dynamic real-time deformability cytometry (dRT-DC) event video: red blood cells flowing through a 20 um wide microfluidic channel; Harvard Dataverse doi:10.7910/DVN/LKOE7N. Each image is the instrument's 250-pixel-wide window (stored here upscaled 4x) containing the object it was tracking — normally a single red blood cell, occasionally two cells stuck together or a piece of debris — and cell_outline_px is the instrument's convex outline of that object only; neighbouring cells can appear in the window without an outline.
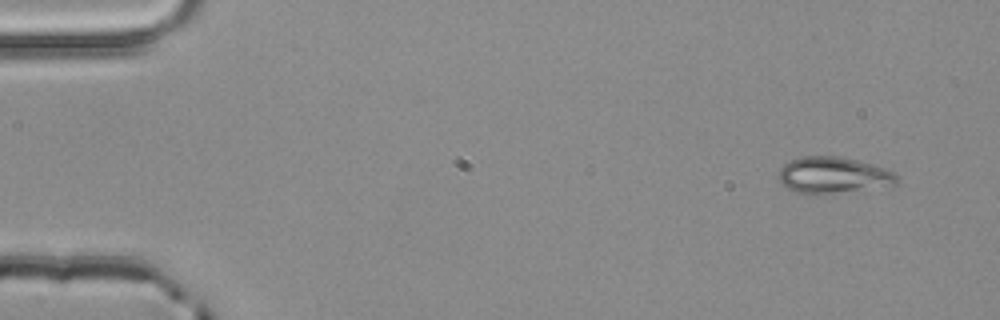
{"species": "common noctule bat (a hibernating species)", "species_latin": "Nyctalus noctula", "temperature_condition": "room temperature", "stored_images_in_passage": 4, "camera_frame_rate_fps": 3000, "um_per_image_px": 0.085, "animal": {"sex": "male", "body_mass_g": 20.4}, "frame": {"image": 1, "passage_image": 1, "time_ms": 0.0, "image_size_px": [1000, 320], "cell_outline_px": [[900, 176], [896, 184], [832, 192], [796, 192], [788, 188], [776, 176], [780, 168], [784, 164], [800, 156], [840, 156], [860, 160], [884, 168]], "centroid_in_image_um": [70.8, 14.83], "position_along_channel_um": 14.2, "area_um2": 24.33}}